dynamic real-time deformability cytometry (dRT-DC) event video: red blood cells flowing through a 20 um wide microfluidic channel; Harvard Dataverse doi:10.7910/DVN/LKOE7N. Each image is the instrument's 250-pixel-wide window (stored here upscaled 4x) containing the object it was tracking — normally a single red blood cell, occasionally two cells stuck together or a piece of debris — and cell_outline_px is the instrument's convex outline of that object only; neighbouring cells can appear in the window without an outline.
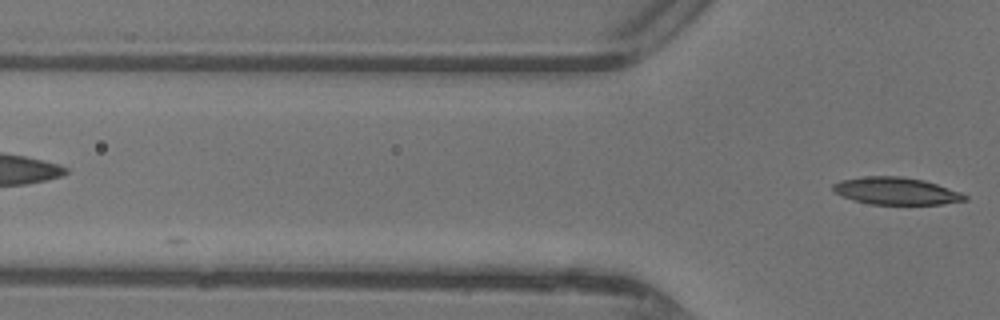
{"species": "common noctule bat (a hibernating species)", "species_latin": "Nyctalus noctula", "temperature_condition": "warm", "stored_images_in_passage": 13, "segment_of_instrument_passage": [2, 2], "camera_frame_rate_fps": 3000, "um_per_image_px": 0.085, "animal": {"sex": "female"}, "frame": {"image": 1, "passage_image": 13, "time_ms": 4.0, "image_size_px": [1000, 320], "cell_outline_px": [[968, 200], [944, 204], [872, 204], [852, 200], [832, 192], [832, 184], [840, 180], [864, 176], [900, 176], [924, 180], [960, 192], [968, 196]], "centroid_in_image_um": [76.13, 16.23], "position_along_channel_um": 49.7, "area_um2": 21.04}}